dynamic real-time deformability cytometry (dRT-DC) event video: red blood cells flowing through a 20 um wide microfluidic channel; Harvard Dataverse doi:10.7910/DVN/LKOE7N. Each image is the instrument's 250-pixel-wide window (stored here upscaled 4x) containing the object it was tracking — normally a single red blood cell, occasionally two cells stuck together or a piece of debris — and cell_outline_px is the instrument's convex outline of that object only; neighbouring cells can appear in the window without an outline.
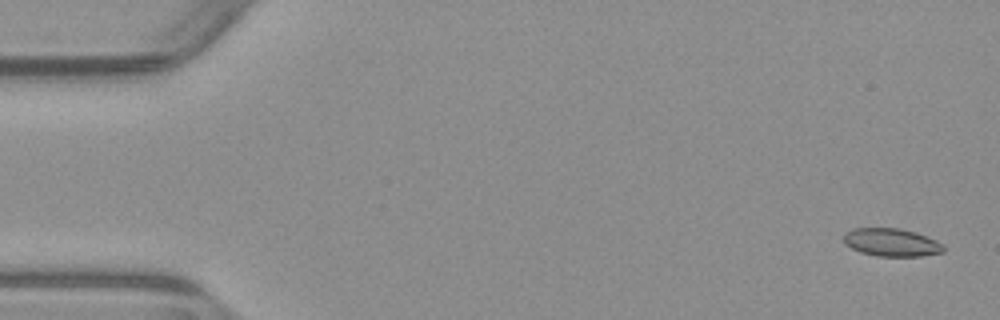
{"species": "common noctule bat (a hibernating species)", "species_latin": "Nyctalus noctula", "temperature_condition": "warm", "stored_images_in_passage": 53, "camera_frame_rate_fps": 3000, "um_per_image_px": 0.085, "animal": {"sex": "male", "body_mass_g": 23.1, "forearm_length_mm": 52.7}, "frame": {"image": 1, "passage_image": 2, "time_ms": 0.333, "image_size_px": [1000, 320], "cell_outline_px": [[944, 252], [920, 256], [876, 256], [860, 252], [844, 244], [844, 232], [852, 228], [900, 228], [916, 232], [936, 240], [944, 244]], "centroid_in_image_um": [75.77, 20.6], "position_along_channel_um": 9.2, "area_um2": 16.42}}
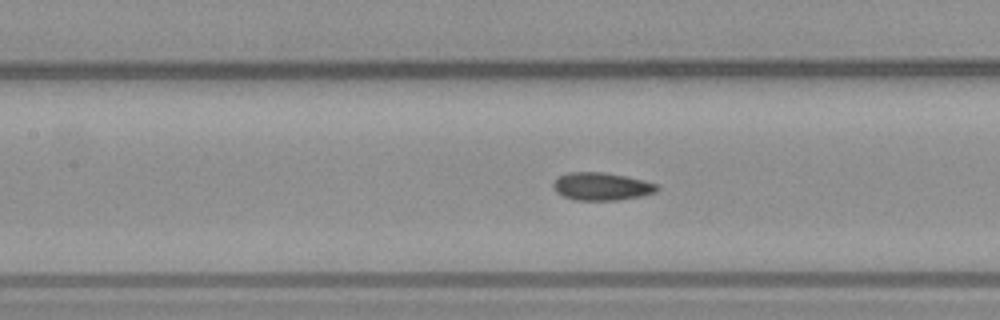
{"frame": {"image": 2, "passage_image": 24, "time_ms": 7.667, "image_size_px": [1000, 320], "cell_outline_px": [[660, 188], [656, 192], [640, 196], [616, 200], [576, 200], [564, 196], [556, 192], [552, 184], [560, 176], [568, 172], [604, 172], [644, 180], [656, 184]], "centroid_in_image_um": [51.14, 15.84], "position_along_channel_um": 156.3, "area_um2": 16.65}}
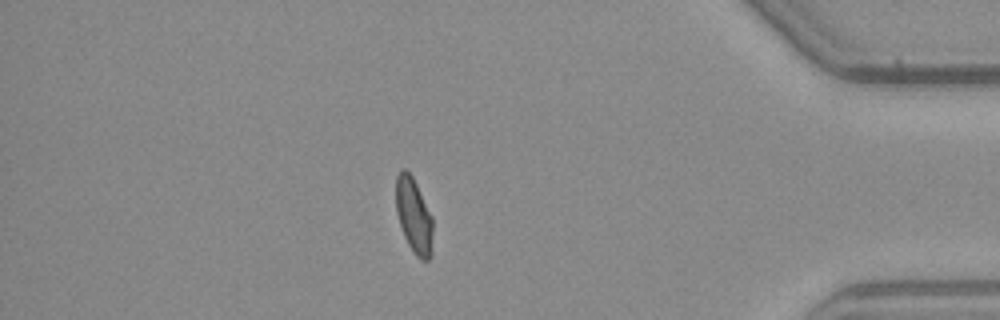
{"frame": {"image": 3, "passage_image": 46, "time_ms": 15.0, "image_size_px": [1000, 320], "cell_outline_px": [[432, 256], [428, 260], [420, 260], [412, 252], [404, 236], [396, 212], [396, 176], [400, 168], [404, 168], [412, 176], [432, 216]], "centroid_in_image_um": [35.17, 18.35], "position_along_channel_um": 400.0, "area_um2": 16.24}, "authors_computed_cell_mechanics": {"area_um2": 16.5886, "velocity_mm_per_s": 3.8968, "shape_relaxation_time_tau1_ms": 7.6268, "shape_relaxation_time_tau2_ms": 1.0948, "deformation_change_tau1": 0.1592, "deformation_change_tau2": 0.0556}}